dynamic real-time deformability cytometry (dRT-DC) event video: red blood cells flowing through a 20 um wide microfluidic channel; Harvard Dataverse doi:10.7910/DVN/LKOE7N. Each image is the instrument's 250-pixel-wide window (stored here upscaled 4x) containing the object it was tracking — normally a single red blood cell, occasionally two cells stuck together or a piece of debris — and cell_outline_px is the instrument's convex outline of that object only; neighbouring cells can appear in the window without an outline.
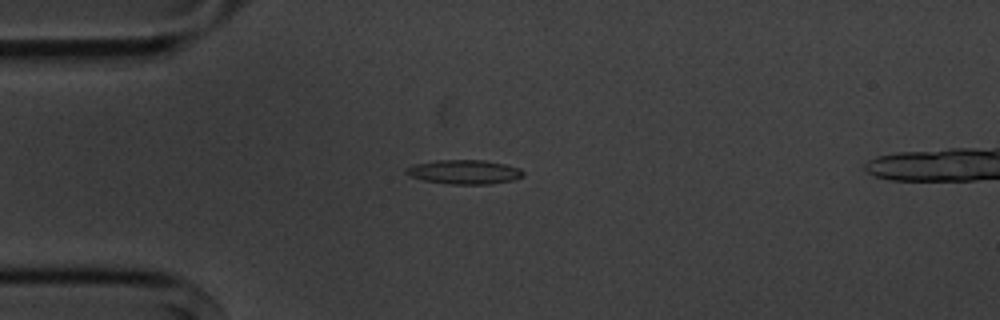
{"species": "common noctule bat (a hibernating species)", "species_latin": "Nyctalus noctula", "temperature_condition": "cold", "stored_images_in_passage": 3, "camera_frame_rate_fps": 3000, "um_per_image_px": 0.085, "animal": {"sex": "male", "body_mass_g": 20.1, "forearm_length_mm": 53.5}, "frame": {"image": 1, "passage_image": 1, "time_ms": 0.0, "image_size_px": [1000, 320], "cell_outline_px": [[524, 176], [512, 180], [488, 184], [452, 184], [424, 180], [412, 176], [404, 172], [404, 168], [416, 164], [440, 160], [484, 160], [504, 164], [520, 168], [524, 172]], "centroid_in_image_um": [39.49, 14.61], "position_along_channel_um": 45.5, "area_um2": 16.3}}
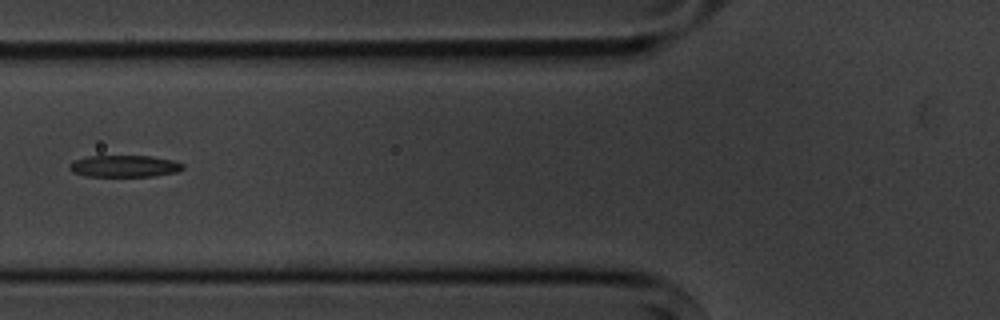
{"frame": {"image": 2, "passage_image": 3, "time_ms": 2.333, "image_size_px": [1000, 320], "cell_outline_px": [[184, 168], [176, 172], [152, 176], [84, 176], [72, 172], [68, 168], [68, 164], [76, 160], [88, 156], [152, 156], [172, 160], [184, 164]], "centroid_in_image_um": [10.55, 14.12], "position_along_channel_um": 115.2, "area_um2": 14.39}}